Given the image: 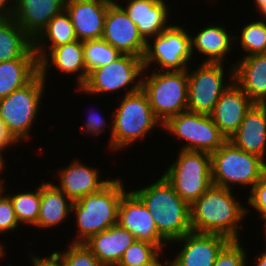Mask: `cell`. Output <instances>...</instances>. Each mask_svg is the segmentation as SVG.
<instances>
[{
  "mask_svg": "<svg viewBox=\"0 0 266 266\" xmlns=\"http://www.w3.org/2000/svg\"><path fill=\"white\" fill-rule=\"evenodd\" d=\"M135 240L130 231L116 224L93 235L84 244L103 266H117L124 251Z\"/></svg>",
  "mask_w": 266,
  "mask_h": 266,
  "instance_id": "22",
  "label": "cell"
},
{
  "mask_svg": "<svg viewBox=\"0 0 266 266\" xmlns=\"http://www.w3.org/2000/svg\"><path fill=\"white\" fill-rule=\"evenodd\" d=\"M117 224L130 231L136 240L151 242L160 250L166 247L149 210L132 190L126 191L120 200Z\"/></svg>",
  "mask_w": 266,
  "mask_h": 266,
  "instance_id": "14",
  "label": "cell"
},
{
  "mask_svg": "<svg viewBox=\"0 0 266 266\" xmlns=\"http://www.w3.org/2000/svg\"><path fill=\"white\" fill-rule=\"evenodd\" d=\"M175 192L190 206L212 183L211 154L204 151H179L178 158L163 173Z\"/></svg>",
  "mask_w": 266,
  "mask_h": 266,
  "instance_id": "8",
  "label": "cell"
},
{
  "mask_svg": "<svg viewBox=\"0 0 266 266\" xmlns=\"http://www.w3.org/2000/svg\"><path fill=\"white\" fill-rule=\"evenodd\" d=\"M87 118V121L84 122L85 126H83V132L85 130V133H90V135L93 134V136L96 134V136H98L101 132L106 131V119L104 117L93 113Z\"/></svg>",
  "mask_w": 266,
  "mask_h": 266,
  "instance_id": "38",
  "label": "cell"
},
{
  "mask_svg": "<svg viewBox=\"0 0 266 266\" xmlns=\"http://www.w3.org/2000/svg\"><path fill=\"white\" fill-rule=\"evenodd\" d=\"M239 240H230L217 255L213 266H247L246 251Z\"/></svg>",
  "mask_w": 266,
  "mask_h": 266,
  "instance_id": "35",
  "label": "cell"
},
{
  "mask_svg": "<svg viewBox=\"0 0 266 266\" xmlns=\"http://www.w3.org/2000/svg\"><path fill=\"white\" fill-rule=\"evenodd\" d=\"M39 73V61L32 47L21 58L0 62V99L24 87Z\"/></svg>",
  "mask_w": 266,
  "mask_h": 266,
  "instance_id": "25",
  "label": "cell"
},
{
  "mask_svg": "<svg viewBox=\"0 0 266 266\" xmlns=\"http://www.w3.org/2000/svg\"><path fill=\"white\" fill-rule=\"evenodd\" d=\"M228 140L241 150L265 160L266 104L255 103L246 113L238 130Z\"/></svg>",
  "mask_w": 266,
  "mask_h": 266,
  "instance_id": "21",
  "label": "cell"
},
{
  "mask_svg": "<svg viewBox=\"0 0 266 266\" xmlns=\"http://www.w3.org/2000/svg\"><path fill=\"white\" fill-rule=\"evenodd\" d=\"M144 71L141 57L121 54L108 65L91 70L86 82L81 87L76 86V91L99 95L127 88L126 95L135 93L142 89Z\"/></svg>",
  "mask_w": 266,
  "mask_h": 266,
  "instance_id": "9",
  "label": "cell"
},
{
  "mask_svg": "<svg viewBox=\"0 0 266 266\" xmlns=\"http://www.w3.org/2000/svg\"><path fill=\"white\" fill-rule=\"evenodd\" d=\"M264 225H265V227H264V228H265V237H266V222H265V224H264ZM265 241H266V240H265ZM265 245H266V244H265ZM265 247H266V246H265ZM265 249H266V248H265Z\"/></svg>",
  "mask_w": 266,
  "mask_h": 266,
  "instance_id": "51",
  "label": "cell"
},
{
  "mask_svg": "<svg viewBox=\"0 0 266 266\" xmlns=\"http://www.w3.org/2000/svg\"><path fill=\"white\" fill-rule=\"evenodd\" d=\"M60 266H103L85 244H73L67 251L51 254Z\"/></svg>",
  "mask_w": 266,
  "mask_h": 266,
  "instance_id": "33",
  "label": "cell"
},
{
  "mask_svg": "<svg viewBox=\"0 0 266 266\" xmlns=\"http://www.w3.org/2000/svg\"><path fill=\"white\" fill-rule=\"evenodd\" d=\"M163 253L162 250H160L149 262L142 263L137 266H165L169 261L168 259L164 262V264L159 260V257Z\"/></svg>",
  "mask_w": 266,
  "mask_h": 266,
  "instance_id": "41",
  "label": "cell"
},
{
  "mask_svg": "<svg viewBox=\"0 0 266 266\" xmlns=\"http://www.w3.org/2000/svg\"><path fill=\"white\" fill-rule=\"evenodd\" d=\"M111 0H68L65 10L74 26L77 40L101 39Z\"/></svg>",
  "mask_w": 266,
  "mask_h": 266,
  "instance_id": "17",
  "label": "cell"
},
{
  "mask_svg": "<svg viewBox=\"0 0 266 266\" xmlns=\"http://www.w3.org/2000/svg\"><path fill=\"white\" fill-rule=\"evenodd\" d=\"M73 201L51 182L41 184L40 211L37 228H51L61 224L71 214Z\"/></svg>",
  "mask_w": 266,
  "mask_h": 266,
  "instance_id": "27",
  "label": "cell"
},
{
  "mask_svg": "<svg viewBox=\"0 0 266 266\" xmlns=\"http://www.w3.org/2000/svg\"><path fill=\"white\" fill-rule=\"evenodd\" d=\"M191 58L190 34L179 25H171L161 34L146 41L142 61L145 72L152 63H158L161 71H171L188 69Z\"/></svg>",
  "mask_w": 266,
  "mask_h": 266,
  "instance_id": "11",
  "label": "cell"
},
{
  "mask_svg": "<svg viewBox=\"0 0 266 266\" xmlns=\"http://www.w3.org/2000/svg\"><path fill=\"white\" fill-rule=\"evenodd\" d=\"M33 47V40L13 17L0 20V62L21 58Z\"/></svg>",
  "mask_w": 266,
  "mask_h": 266,
  "instance_id": "29",
  "label": "cell"
},
{
  "mask_svg": "<svg viewBox=\"0 0 266 266\" xmlns=\"http://www.w3.org/2000/svg\"><path fill=\"white\" fill-rule=\"evenodd\" d=\"M166 266H173L170 262H168L167 264H166Z\"/></svg>",
  "mask_w": 266,
  "mask_h": 266,
  "instance_id": "52",
  "label": "cell"
},
{
  "mask_svg": "<svg viewBox=\"0 0 266 266\" xmlns=\"http://www.w3.org/2000/svg\"><path fill=\"white\" fill-rule=\"evenodd\" d=\"M3 182H4V181H2V179H1V177H0V190L2 189Z\"/></svg>",
  "mask_w": 266,
  "mask_h": 266,
  "instance_id": "49",
  "label": "cell"
},
{
  "mask_svg": "<svg viewBox=\"0 0 266 266\" xmlns=\"http://www.w3.org/2000/svg\"><path fill=\"white\" fill-rule=\"evenodd\" d=\"M2 1L13 11L15 4H16V0H13V3H14L13 5L9 3L10 0H2Z\"/></svg>",
  "mask_w": 266,
  "mask_h": 266,
  "instance_id": "46",
  "label": "cell"
},
{
  "mask_svg": "<svg viewBox=\"0 0 266 266\" xmlns=\"http://www.w3.org/2000/svg\"><path fill=\"white\" fill-rule=\"evenodd\" d=\"M68 0H16L12 11L15 22L34 41L49 21L62 10Z\"/></svg>",
  "mask_w": 266,
  "mask_h": 266,
  "instance_id": "18",
  "label": "cell"
},
{
  "mask_svg": "<svg viewBox=\"0 0 266 266\" xmlns=\"http://www.w3.org/2000/svg\"><path fill=\"white\" fill-rule=\"evenodd\" d=\"M10 197L17 221L25 225L35 226L40 211L41 185L33 192L8 194Z\"/></svg>",
  "mask_w": 266,
  "mask_h": 266,
  "instance_id": "30",
  "label": "cell"
},
{
  "mask_svg": "<svg viewBox=\"0 0 266 266\" xmlns=\"http://www.w3.org/2000/svg\"><path fill=\"white\" fill-rule=\"evenodd\" d=\"M231 85L223 92L210 117L227 140L238 130L246 113L255 104L234 82V68H231Z\"/></svg>",
  "mask_w": 266,
  "mask_h": 266,
  "instance_id": "16",
  "label": "cell"
},
{
  "mask_svg": "<svg viewBox=\"0 0 266 266\" xmlns=\"http://www.w3.org/2000/svg\"><path fill=\"white\" fill-rule=\"evenodd\" d=\"M126 6L118 3L136 24L139 33L147 41L169 28V6L164 0H126Z\"/></svg>",
  "mask_w": 266,
  "mask_h": 266,
  "instance_id": "19",
  "label": "cell"
},
{
  "mask_svg": "<svg viewBox=\"0 0 266 266\" xmlns=\"http://www.w3.org/2000/svg\"><path fill=\"white\" fill-rule=\"evenodd\" d=\"M76 40L77 36L71 19L66 10H62L49 21L46 28L33 41V48L40 62L54 47ZM47 41L50 43L46 44ZM45 48L49 51H46Z\"/></svg>",
  "mask_w": 266,
  "mask_h": 266,
  "instance_id": "28",
  "label": "cell"
},
{
  "mask_svg": "<svg viewBox=\"0 0 266 266\" xmlns=\"http://www.w3.org/2000/svg\"><path fill=\"white\" fill-rule=\"evenodd\" d=\"M12 17V10L0 0V20Z\"/></svg>",
  "mask_w": 266,
  "mask_h": 266,
  "instance_id": "42",
  "label": "cell"
},
{
  "mask_svg": "<svg viewBox=\"0 0 266 266\" xmlns=\"http://www.w3.org/2000/svg\"><path fill=\"white\" fill-rule=\"evenodd\" d=\"M133 192L149 210L166 245L192 231L190 205L163 175L155 183Z\"/></svg>",
  "mask_w": 266,
  "mask_h": 266,
  "instance_id": "2",
  "label": "cell"
},
{
  "mask_svg": "<svg viewBox=\"0 0 266 266\" xmlns=\"http://www.w3.org/2000/svg\"><path fill=\"white\" fill-rule=\"evenodd\" d=\"M190 212L192 231L239 240V230L243 227L240 222L248 210L230 189L212 185L190 206Z\"/></svg>",
  "mask_w": 266,
  "mask_h": 266,
  "instance_id": "1",
  "label": "cell"
},
{
  "mask_svg": "<svg viewBox=\"0 0 266 266\" xmlns=\"http://www.w3.org/2000/svg\"><path fill=\"white\" fill-rule=\"evenodd\" d=\"M230 241L224 235L190 231L174 242L184 243L172 261L173 266H213L221 249Z\"/></svg>",
  "mask_w": 266,
  "mask_h": 266,
  "instance_id": "15",
  "label": "cell"
},
{
  "mask_svg": "<svg viewBox=\"0 0 266 266\" xmlns=\"http://www.w3.org/2000/svg\"><path fill=\"white\" fill-rule=\"evenodd\" d=\"M259 218L266 222V210L259 216Z\"/></svg>",
  "mask_w": 266,
  "mask_h": 266,
  "instance_id": "47",
  "label": "cell"
},
{
  "mask_svg": "<svg viewBox=\"0 0 266 266\" xmlns=\"http://www.w3.org/2000/svg\"><path fill=\"white\" fill-rule=\"evenodd\" d=\"M83 49L88 73L95 68L108 65L121 55L117 49L102 38L83 41Z\"/></svg>",
  "mask_w": 266,
  "mask_h": 266,
  "instance_id": "31",
  "label": "cell"
},
{
  "mask_svg": "<svg viewBox=\"0 0 266 266\" xmlns=\"http://www.w3.org/2000/svg\"><path fill=\"white\" fill-rule=\"evenodd\" d=\"M233 40L234 36L231 37L224 26L211 24L191 36V54L193 56L196 51L205 55L204 62L223 63L226 54L233 51Z\"/></svg>",
  "mask_w": 266,
  "mask_h": 266,
  "instance_id": "26",
  "label": "cell"
},
{
  "mask_svg": "<svg viewBox=\"0 0 266 266\" xmlns=\"http://www.w3.org/2000/svg\"><path fill=\"white\" fill-rule=\"evenodd\" d=\"M248 197L249 206L256 209L260 216L266 210V173L252 187Z\"/></svg>",
  "mask_w": 266,
  "mask_h": 266,
  "instance_id": "37",
  "label": "cell"
},
{
  "mask_svg": "<svg viewBox=\"0 0 266 266\" xmlns=\"http://www.w3.org/2000/svg\"><path fill=\"white\" fill-rule=\"evenodd\" d=\"M160 249L153 243L135 240L123 253L117 266H137L149 262Z\"/></svg>",
  "mask_w": 266,
  "mask_h": 266,
  "instance_id": "34",
  "label": "cell"
},
{
  "mask_svg": "<svg viewBox=\"0 0 266 266\" xmlns=\"http://www.w3.org/2000/svg\"><path fill=\"white\" fill-rule=\"evenodd\" d=\"M13 144L16 145V141L11 137L6 129L4 122L0 119V149L2 151H5L6 148L10 147Z\"/></svg>",
  "mask_w": 266,
  "mask_h": 266,
  "instance_id": "39",
  "label": "cell"
},
{
  "mask_svg": "<svg viewBox=\"0 0 266 266\" xmlns=\"http://www.w3.org/2000/svg\"><path fill=\"white\" fill-rule=\"evenodd\" d=\"M4 253L5 252L0 248V258L3 257Z\"/></svg>",
  "mask_w": 266,
  "mask_h": 266,
  "instance_id": "48",
  "label": "cell"
},
{
  "mask_svg": "<svg viewBox=\"0 0 266 266\" xmlns=\"http://www.w3.org/2000/svg\"><path fill=\"white\" fill-rule=\"evenodd\" d=\"M212 183L231 190L234 184L252 187L266 173V160L236 147L227 140L211 153ZM232 183V186H231Z\"/></svg>",
  "mask_w": 266,
  "mask_h": 266,
  "instance_id": "5",
  "label": "cell"
},
{
  "mask_svg": "<svg viewBox=\"0 0 266 266\" xmlns=\"http://www.w3.org/2000/svg\"><path fill=\"white\" fill-rule=\"evenodd\" d=\"M241 36H234L246 53L245 56L266 54V21L259 20L242 27Z\"/></svg>",
  "mask_w": 266,
  "mask_h": 266,
  "instance_id": "32",
  "label": "cell"
},
{
  "mask_svg": "<svg viewBox=\"0 0 266 266\" xmlns=\"http://www.w3.org/2000/svg\"><path fill=\"white\" fill-rule=\"evenodd\" d=\"M162 127L177 139L185 140L182 150L211 154L227 141L210 115L188 110L169 118Z\"/></svg>",
  "mask_w": 266,
  "mask_h": 266,
  "instance_id": "10",
  "label": "cell"
},
{
  "mask_svg": "<svg viewBox=\"0 0 266 266\" xmlns=\"http://www.w3.org/2000/svg\"><path fill=\"white\" fill-rule=\"evenodd\" d=\"M2 150L0 149V174H1V172H3V169H4V167H5V160H4V157H3V155H2ZM1 177V176H0Z\"/></svg>",
  "mask_w": 266,
  "mask_h": 266,
  "instance_id": "45",
  "label": "cell"
},
{
  "mask_svg": "<svg viewBox=\"0 0 266 266\" xmlns=\"http://www.w3.org/2000/svg\"><path fill=\"white\" fill-rule=\"evenodd\" d=\"M51 65L55 66L61 73L76 74L77 72L76 84L78 87H81L86 82L89 74L84 61L83 41L76 40L68 44L54 47L39 62V73L45 81L48 67Z\"/></svg>",
  "mask_w": 266,
  "mask_h": 266,
  "instance_id": "24",
  "label": "cell"
},
{
  "mask_svg": "<svg viewBox=\"0 0 266 266\" xmlns=\"http://www.w3.org/2000/svg\"><path fill=\"white\" fill-rule=\"evenodd\" d=\"M146 74L142 77V90L162 125L169 118L188 110L187 69L159 71L156 67L151 75Z\"/></svg>",
  "mask_w": 266,
  "mask_h": 266,
  "instance_id": "6",
  "label": "cell"
},
{
  "mask_svg": "<svg viewBox=\"0 0 266 266\" xmlns=\"http://www.w3.org/2000/svg\"><path fill=\"white\" fill-rule=\"evenodd\" d=\"M4 183L0 190V233L9 232L17 229L19 222L16 219L12 201L8 195L4 194ZM4 195V196H3ZM3 244L0 248L4 251Z\"/></svg>",
  "mask_w": 266,
  "mask_h": 266,
  "instance_id": "36",
  "label": "cell"
},
{
  "mask_svg": "<svg viewBox=\"0 0 266 266\" xmlns=\"http://www.w3.org/2000/svg\"><path fill=\"white\" fill-rule=\"evenodd\" d=\"M45 85L46 81L38 73L24 87L0 99V119L11 137L18 143L23 139H30V130L39 114Z\"/></svg>",
  "mask_w": 266,
  "mask_h": 266,
  "instance_id": "7",
  "label": "cell"
},
{
  "mask_svg": "<svg viewBox=\"0 0 266 266\" xmlns=\"http://www.w3.org/2000/svg\"><path fill=\"white\" fill-rule=\"evenodd\" d=\"M257 260L255 263L257 264V266H266V250L263 251V253H261V255H256V259Z\"/></svg>",
  "mask_w": 266,
  "mask_h": 266,
  "instance_id": "43",
  "label": "cell"
},
{
  "mask_svg": "<svg viewBox=\"0 0 266 266\" xmlns=\"http://www.w3.org/2000/svg\"><path fill=\"white\" fill-rule=\"evenodd\" d=\"M223 64L202 62L194 71L187 69L188 111L205 115L212 113L223 92L231 85L224 82Z\"/></svg>",
  "mask_w": 266,
  "mask_h": 266,
  "instance_id": "12",
  "label": "cell"
},
{
  "mask_svg": "<svg viewBox=\"0 0 266 266\" xmlns=\"http://www.w3.org/2000/svg\"><path fill=\"white\" fill-rule=\"evenodd\" d=\"M234 68V82L257 104H266V54L239 59Z\"/></svg>",
  "mask_w": 266,
  "mask_h": 266,
  "instance_id": "23",
  "label": "cell"
},
{
  "mask_svg": "<svg viewBox=\"0 0 266 266\" xmlns=\"http://www.w3.org/2000/svg\"><path fill=\"white\" fill-rule=\"evenodd\" d=\"M261 14L266 18V9Z\"/></svg>",
  "mask_w": 266,
  "mask_h": 266,
  "instance_id": "50",
  "label": "cell"
},
{
  "mask_svg": "<svg viewBox=\"0 0 266 266\" xmlns=\"http://www.w3.org/2000/svg\"><path fill=\"white\" fill-rule=\"evenodd\" d=\"M256 2L255 4L257 5V10L262 13L266 9V0H254Z\"/></svg>",
  "mask_w": 266,
  "mask_h": 266,
  "instance_id": "44",
  "label": "cell"
},
{
  "mask_svg": "<svg viewBox=\"0 0 266 266\" xmlns=\"http://www.w3.org/2000/svg\"><path fill=\"white\" fill-rule=\"evenodd\" d=\"M30 259L32 260L33 266H60L52 255L47 257H38L37 255H33Z\"/></svg>",
  "mask_w": 266,
  "mask_h": 266,
  "instance_id": "40",
  "label": "cell"
},
{
  "mask_svg": "<svg viewBox=\"0 0 266 266\" xmlns=\"http://www.w3.org/2000/svg\"><path fill=\"white\" fill-rule=\"evenodd\" d=\"M125 191L121 179L116 178L100 191L74 201L71 212L76 214L78 234L69 243L84 244L93 235L116 225L120 200Z\"/></svg>",
  "mask_w": 266,
  "mask_h": 266,
  "instance_id": "3",
  "label": "cell"
},
{
  "mask_svg": "<svg viewBox=\"0 0 266 266\" xmlns=\"http://www.w3.org/2000/svg\"><path fill=\"white\" fill-rule=\"evenodd\" d=\"M118 108L112 111L110 148L122 150L139 139H144L148 132L162 123L156 118L150 106L147 94L141 89L125 95Z\"/></svg>",
  "mask_w": 266,
  "mask_h": 266,
  "instance_id": "4",
  "label": "cell"
},
{
  "mask_svg": "<svg viewBox=\"0 0 266 266\" xmlns=\"http://www.w3.org/2000/svg\"><path fill=\"white\" fill-rule=\"evenodd\" d=\"M102 39L121 54L143 58L146 40L139 33L136 24L116 1L108 7Z\"/></svg>",
  "mask_w": 266,
  "mask_h": 266,
  "instance_id": "13",
  "label": "cell"
},
{
  "mask_svg": "<svg viewBox=\"0 0 266 266\" xmlns=\"http://www.w3.org/2000/svg\"><path fill=\"white\" fill-rule=\"evenodd\" d=\"M60 183L56 185L73 202L86 195L100 191L111 180H100L96 167L86 166L81 160H73L71 164L59 171Z\"/></svg>",
  "mask_w": 266,
  "mask_h": 266,
  "instance_id": "20",
  "label": "cell"
}]
</instances>
